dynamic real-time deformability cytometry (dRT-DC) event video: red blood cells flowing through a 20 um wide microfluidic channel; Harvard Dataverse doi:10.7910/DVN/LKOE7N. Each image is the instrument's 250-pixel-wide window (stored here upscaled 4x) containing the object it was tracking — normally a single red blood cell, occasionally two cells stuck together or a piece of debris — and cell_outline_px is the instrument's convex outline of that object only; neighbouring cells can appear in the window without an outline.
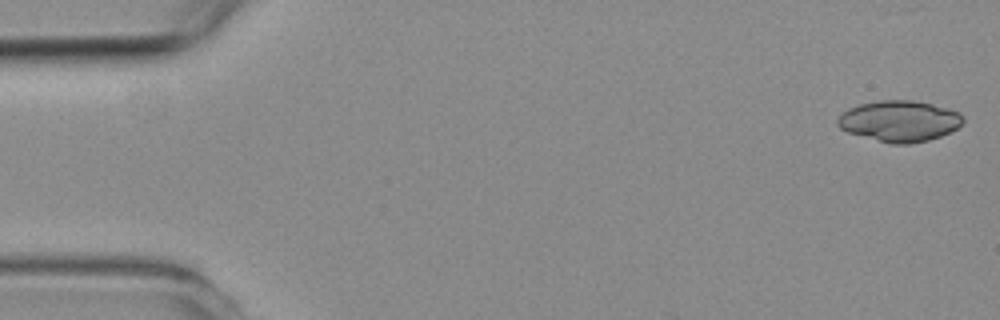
{"species": "common noctule bat (a hibernating species)", "species_latin": "Nyctalus noctula", "temperature_condition": "room temperature", "stored_images_in_passage": 6, "camera_frame_rate_fps": 3000, "um_per_image_px": 0.085, "animal": {"sex": "female", "body_mass_g": 19.3, "forearm_length_mm": 54.1}, "frame": {"image": 1, "passage_image": 1, "time_ms": 0.0, "image_size_px": [1000, 320], "cell_outline_px": [[964, 120], [956, 128], [940, 136], [928, 140], [908, 144], [892, 144], [848, 132], [840, 128], [836, 124], [836, 120], [848, 108], [860, 104], [880, 100], [912, 100], [932, 104], [948, 108], [960, 112], [964, 116]], "centroid_in_image_um": [76.46, 10.28], "position_along_channel_um": 8.5, "area_um2": 29.82}}